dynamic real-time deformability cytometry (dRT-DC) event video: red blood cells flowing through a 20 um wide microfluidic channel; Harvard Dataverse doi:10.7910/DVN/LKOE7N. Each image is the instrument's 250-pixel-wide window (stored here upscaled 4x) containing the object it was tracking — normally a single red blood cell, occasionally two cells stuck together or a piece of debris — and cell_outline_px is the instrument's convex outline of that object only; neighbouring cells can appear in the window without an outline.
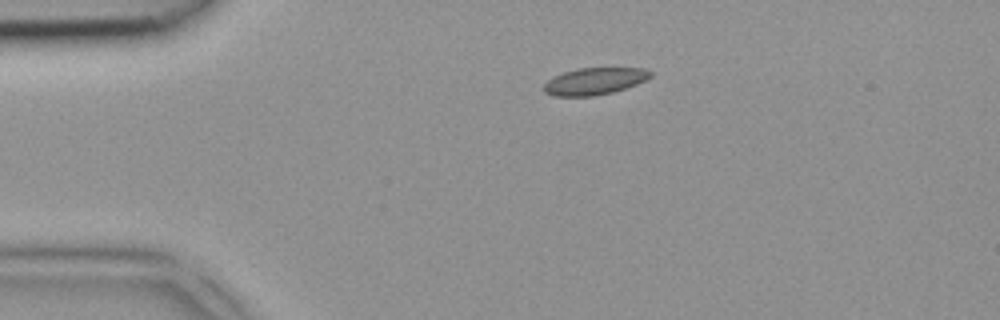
{"species": "common noctule bat (a hibernating species)", "species_latin": "Nyctalus noctula", "temperature_condition": "room temperature", "stored_images_in_passage": 2, "camera_frame_rate_fps": 3000, "um_per_image_px": 0.085, "animal": {"sex": "female", "body_mass_g": 18.4}, "frame": {"image": 1, "passage_image": 1, "time_ms": 0.0, "image_size_px": [1000, 320], "cell_outline_px": [[652, 76], [636, 84], [612, 92], [592, 96], [552, 96], [544, 92], [544, 84], [548, 80], [564, 72], [580, 68], [644, 68], [652, 72]], "centroid_in_image_um": [50.52, 6.9], "position_along_channel_um": 34.5, "area_um2": 16.53}}